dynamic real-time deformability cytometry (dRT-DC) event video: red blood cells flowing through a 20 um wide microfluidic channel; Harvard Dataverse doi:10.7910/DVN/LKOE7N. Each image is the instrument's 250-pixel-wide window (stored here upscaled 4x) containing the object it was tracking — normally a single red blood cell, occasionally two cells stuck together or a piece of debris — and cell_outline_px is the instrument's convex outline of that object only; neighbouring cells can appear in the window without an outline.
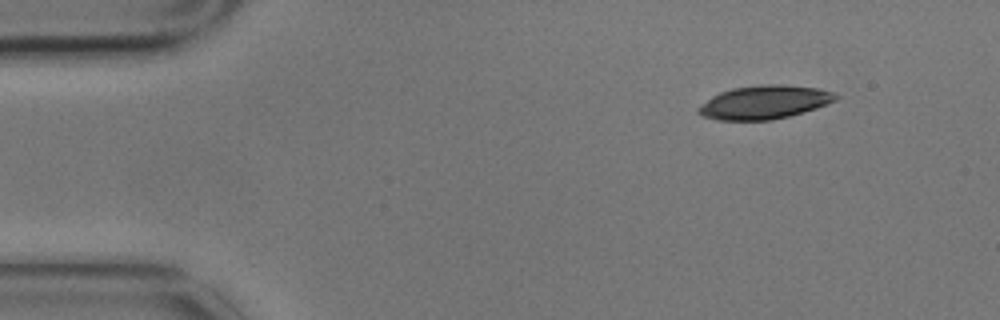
{"species": "common noctule bat (a hibernating species)", "species_latin": "Nyctalus noctula", "temperature_condition": "cold", "stored_images_in_passage": 4, "camera_frame_rate_fps": 3000, "um_per_image_px": 0.085, "animal": {"sex": "male", "body_mass_g": 17.9}, "frame": {"image": 1, "passage_image": 1, "time_ms": 0.0, "image_size_px": [1000, 320], "cell_outline_px": [[840, 96], [836, 100], [816, 108], [804, 112], [772, 120], [716, 120], [704, 116], [696, 112], [696, 108], [700, 104], [712, 96], [720, 92], [732, 88], [760, 84], [780, 84], [820, 88], [836, 92]], "centroid_in_image_um": [64.98, 8.68], "position_along_channel_um": 20.0, "area_um2": 27.11}}
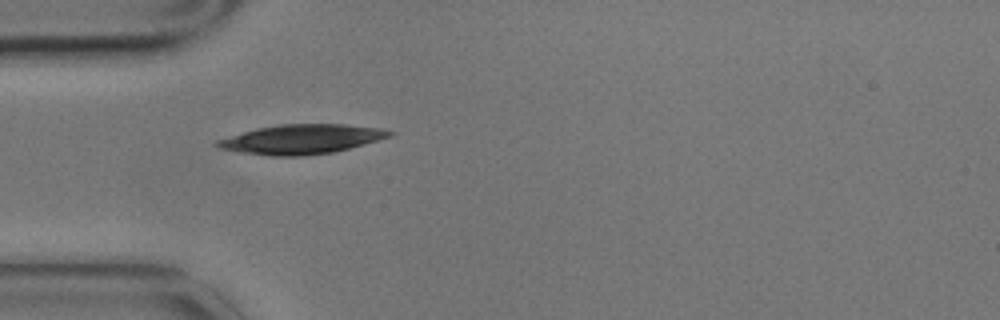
{"frame": {"image": 2, "passage_image": 4, "time_ms": 1.0, "image_size_px": [1000, 320], "cell_outline_px": [[396, 132], [392, 136], [364, 144], [332, 152], [304, 156], [268, 156], [240, 152], [216, 148], [212, 144], [216, 140], [256, 128], [280, 124], [344, 124], [380, 128]], "centroid_in_image_um": [25.58, 11.83], "position_along_channel_um": 59.4, "area_um2": 29.71}}